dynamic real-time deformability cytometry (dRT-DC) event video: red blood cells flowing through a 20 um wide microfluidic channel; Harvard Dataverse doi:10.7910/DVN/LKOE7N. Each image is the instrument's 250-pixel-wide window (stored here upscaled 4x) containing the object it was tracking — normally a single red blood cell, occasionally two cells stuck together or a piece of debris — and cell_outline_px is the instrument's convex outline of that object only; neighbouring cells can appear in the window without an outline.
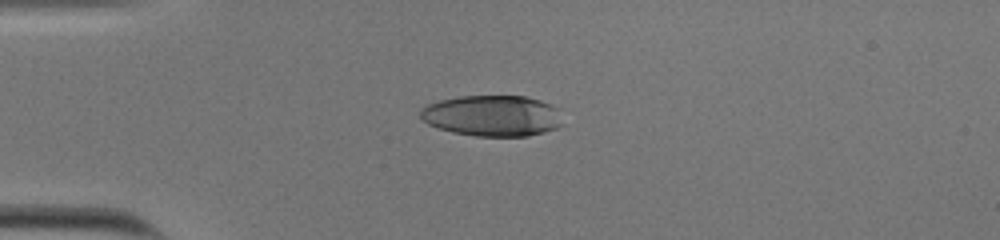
{"species": "human", "species_latin": "Homo sapiens", "temperature_condition": "cold", "stored_images_in_passage": 41, "camera_frame_rate_fps": 3000, "um_per_image_px": 0.085, "donor": {"sex": "male"}, "frame": {"image": 1, "passage_image": 1, "time_ms": 0.0, "image_size_px": [1000, 240], "cell_outline_px": [[560, 124], [556, 128], [544, 132], [528, 136], [476, 136], [452, 132], [428, 124], [420, 116], [420, 112], [428, 104], [440, 100], [460, 96], [524, 96], [540, 100], [552, 104], [560, 108]], "centroid_in_image_um": [41.88, 9.83], "position_along_channel_um": 43.1, "area_um2": 33.93}}
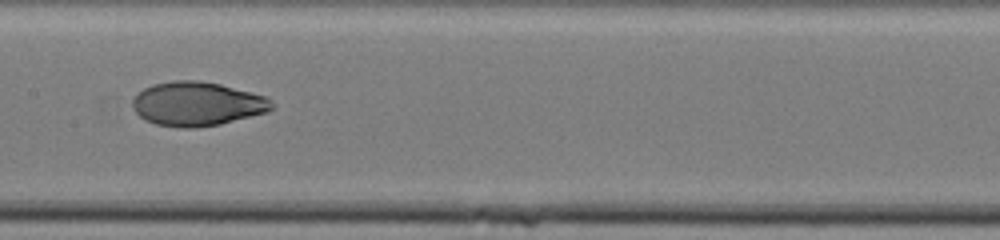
{"frame": {"image": 2, "passage_image": 15, "time_ms": 4.667, "image_size_px": [1000, 240], "cell_outline_px": [[272, 108], [268, 112], [220, 124], [196, 128], [180, 128], [156, 124], [144, 120], [132, 108], [132, 100], [144, 88], [152, 84], [172, 80], [200, 80], [220, 84], [268, 96], [272, 100]], "centroid_in_image_um": [16.76, 8.83], "position_along_channel_um": 190.6, "area_um2": 36.01}}
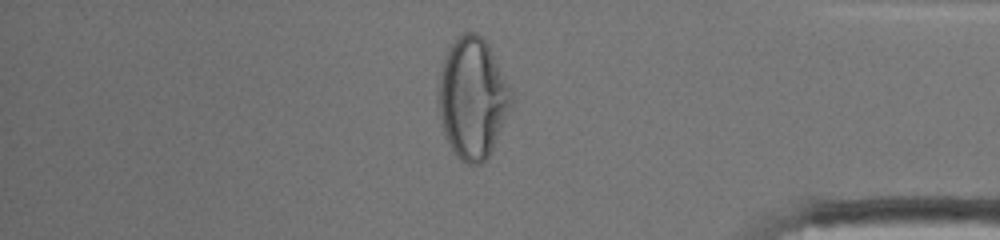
{"frame": {"image": 3, "passage_image": 33, "time_ms": 10.667, "image_size_px": [1000, 240], "cell_outline_px": [[516, 100], [492, 152], [480, 164], [468, 164], [460, 160], [456, 156], [444, 132], [440, 120], [436, 100], [436, 88], [440, 68], [444, 56], [448, 48], [456, 36], [464, 32], [476, 32], [488, 44], [512, 88]], "centroid_in_image_um": [40.18, 8.33], "position_along_channel_um": 395.0, "area_um2": 52.83}, "authors_computed_cell_mechanics": {"area_um2": 36.1828, "velocity_mm_per_s": 3.7981, "shape_relaxation_time_tau1_ms": 6.0641, "shape_relaxation_time_tau2_ms": 1.8967, "deformation_change_tau1": 0.261, "deformation_change_tau2": 0.0371}}